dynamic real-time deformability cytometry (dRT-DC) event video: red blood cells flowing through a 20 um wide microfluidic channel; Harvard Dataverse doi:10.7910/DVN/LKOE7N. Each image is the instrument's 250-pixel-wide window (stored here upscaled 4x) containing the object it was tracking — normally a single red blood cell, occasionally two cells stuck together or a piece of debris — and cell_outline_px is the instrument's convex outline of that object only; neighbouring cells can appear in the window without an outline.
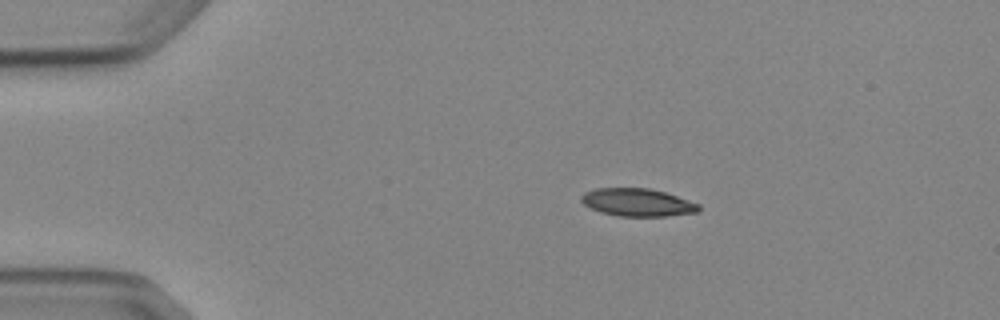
{"species": "Egyptian fruit bat (a non-hibernating species)", "species_latin": "Rousettus aegyptiacus", "temperature_condition": "cold", "stored_images_in_passage": 4, "camera_frame_rate_fps": 3000, "um_per_image_px": 0.085, "animal": {"sex": "female"}, "frame": {"image": 1, "passage_image": 3, "time_ms": 2.333, "image_size_px": [1000, 320], "cell_outline_px": [[700, 212], [668, 216], [620, 216], [600, 212], [584, 204], [580, 200], [580, 196], [584, 192], [596, 188], [648, 188], [664, 192], [700, 204]], "centroid_in_image_um": [54.19, 17.2], "position_along_channel_um": 30.8, "area_um2": 19.02}}